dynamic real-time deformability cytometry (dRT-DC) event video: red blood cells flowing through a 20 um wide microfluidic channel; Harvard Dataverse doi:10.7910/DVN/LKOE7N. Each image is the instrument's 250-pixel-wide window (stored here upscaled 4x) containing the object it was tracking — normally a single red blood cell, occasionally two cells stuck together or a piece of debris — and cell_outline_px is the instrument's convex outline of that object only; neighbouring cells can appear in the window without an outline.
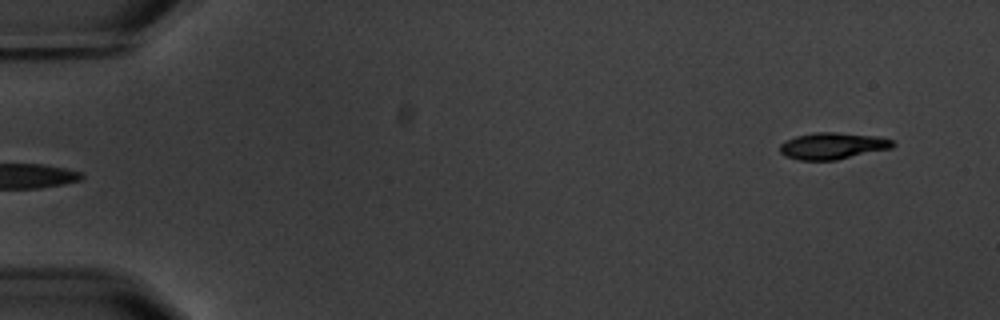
{"species": "common noctule bat (a hibernating species)", "species_latin": "Nyctalus noctula", "temperature_condition": "warm", "stored_images_in_passage": 4, "camera_frame_rate_fps": 3000, "um_per_image_px": 0.085, "animal": {"sex": "male", "body_mass_g": 20.1, "forearm_length_mm": 53.5}, "frame": {"image": 1, "passage_image": 4, "time_ms": 4.333, "image_size_px": [1000, 320], "cell_outline_px": [[896, 144], [892, 148], [836, 160], [800, 160], [784, 156], [780, 152], [780, 144], [784, 140], [796, 136], [812, 132], [836, 132], [880, 136], [896, 140]], "centroid_in_image_um": [70.8, 12.39], "position_along_channel_um": 14.2, "area_um2": 17.86}}